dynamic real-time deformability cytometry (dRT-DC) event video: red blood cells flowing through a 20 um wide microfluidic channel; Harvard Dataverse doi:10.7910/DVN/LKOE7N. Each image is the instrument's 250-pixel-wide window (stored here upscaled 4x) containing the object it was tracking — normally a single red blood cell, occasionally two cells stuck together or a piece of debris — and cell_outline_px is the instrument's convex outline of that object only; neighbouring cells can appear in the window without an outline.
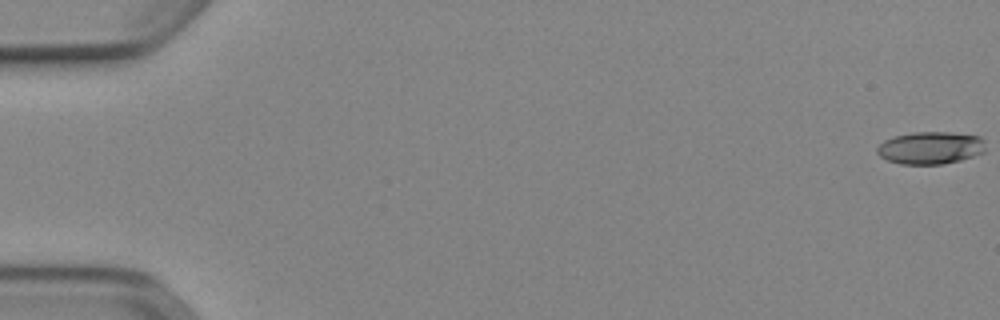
{"species": "Egyptian fruit bat (a non-hibernating species)", "species_latin": "Rousettus aegyptiacus", "temperature_condition": "cold", "stored_images_in_passage": 53, "camera_frame_rate_fps": 3000, "um_per_image_px": 0.085, "animal": {"sex": "female"}, "frame": {"image": 1, "passage_image": 1, "time_ms": 0.0, "image_size_px": [1000, 320], "cell_outline_px": [[984, 152], [960, 160], [940, 164], [900, 164], [888, 160], [880, 156], [876, 152], [876, 148], [884, 140], [896, 136], [912, 132], [948, 132], [980, 136], [984, 140]], "centroid_in_image_um": [79.07, 12.56], "position_along_channel_um": 5.9, "area_um2": 20.4}}
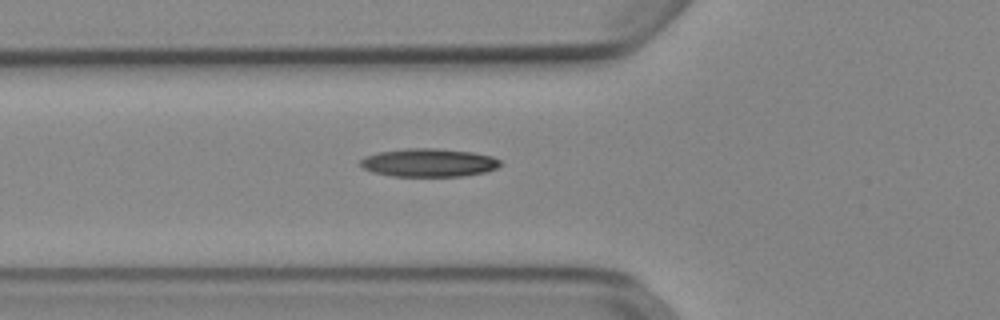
{"frame": {"image": 2, "passage_image": 20, "time_ms": 6.333, "image_size_px": [1000, 320], "cell_outline_px": [[504, 164], [496, 168], [484, 172], [464, 176], [392, 176], [372, 172], [364, 168], [360, 164], [360, 160], [364, 156], [380, 152], [404, 148], [436, 148], [472, 152], [492, 156], [500, 160]], "centroid_in_image_um": [36.46, 13.82], "position_along_channel_um": 89.3, "area_um2": 23.12}}
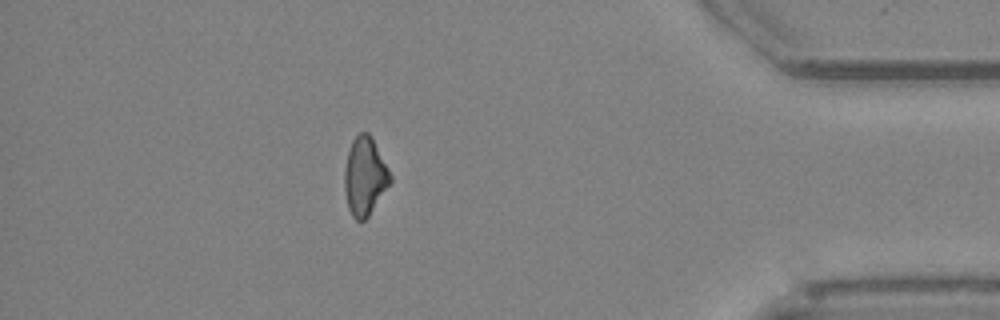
{"frame": {"image": 3, "passage_image": 47, "time_ms": 15.333, "image_size_px": [1000, 320], "cell_outline_px": [[392, 180], [368, 216], [364, 220], [356, 220], [352, 216], [348, 208], [344, 188], [344, 168], [348, 152], [352, 140], [360, 132], [368, 132], [372, 136], [392, 176]], "centroid_in_image_um": [31.0, 14.96], "position_along_channel_um": 404.2, "area_um2": 20.75}, "authors_computed_cell_mechanics": {"area_um2": 21.4438, "velocity_mm_per_s": 3.9266, "shape_relaxation_time_tau1_ms": 8.0936, "shape_relaxation_time_tau2_ms": null, "deformation_change_tau1": 0.1638, "deformation_change_tau2": null}}